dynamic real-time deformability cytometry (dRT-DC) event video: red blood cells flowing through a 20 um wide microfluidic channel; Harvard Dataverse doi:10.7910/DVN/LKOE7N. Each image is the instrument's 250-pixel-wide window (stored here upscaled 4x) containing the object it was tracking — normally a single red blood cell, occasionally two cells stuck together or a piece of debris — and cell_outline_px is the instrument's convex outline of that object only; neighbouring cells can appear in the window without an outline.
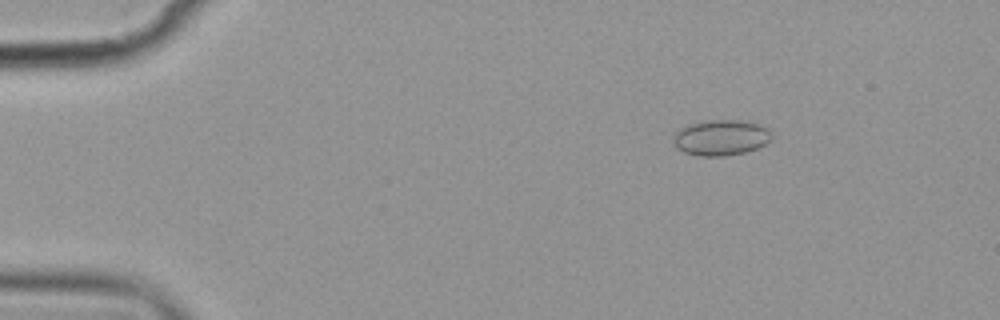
{"species": "common noctule bat (a hibernating species)", "species_latin": "Nyctalus noctula", "temperature_condition": "cold", "stored_images_in_passage": 6, "camera_frame_rate_fps": 3000, "um_per_image_px": 0.085, "animal": {"sex": "female", "body_mass_g": 19.9}, "frame": {"image": 1, "passage_image": 1, "time_ms": 0.0, "image_size_px": [1000, 320], "cell_outline_px": [[772, 140], [756, 148], [744, 152], [724, 156], [700, 156], [684, 152], [676, 148], [672, 136], [680, 128], [688, 124], [700, 120], [748, 120], [760, 124], [768, 128], [772, 136]], "centroid_in_image_um": [61.27, 11.67], "position_along_channel_um": 23.7, "area_um2": 20.75}}
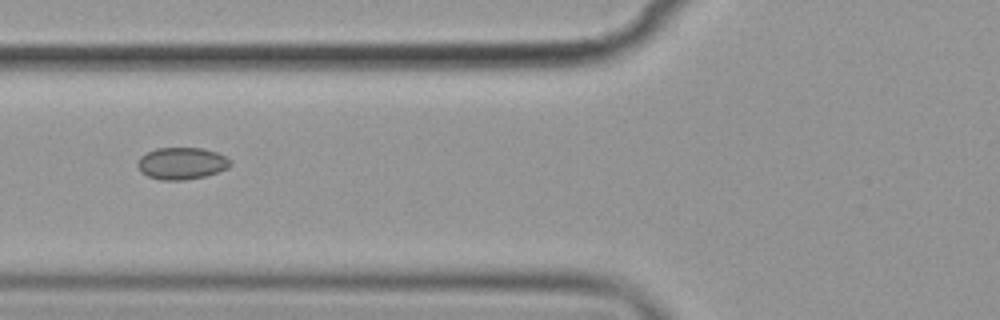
{"frame": {"image": 2, "passage_image": 5, "time_ms": 4.667, "image_size_px": [1000, 320], "cell_outline_px": [[232, 164], [228, 168], [204, 176], [184, 180], [160, 180], [148, 176], [140, 172], [136, 164], [140, 156], [156, 148], [200, 148], [216, 152], [232, 160]], "centroid_in_image_um": [15.42, 13.89], "position_along_channel_um": 110.4, "area_um2": 17.28}}
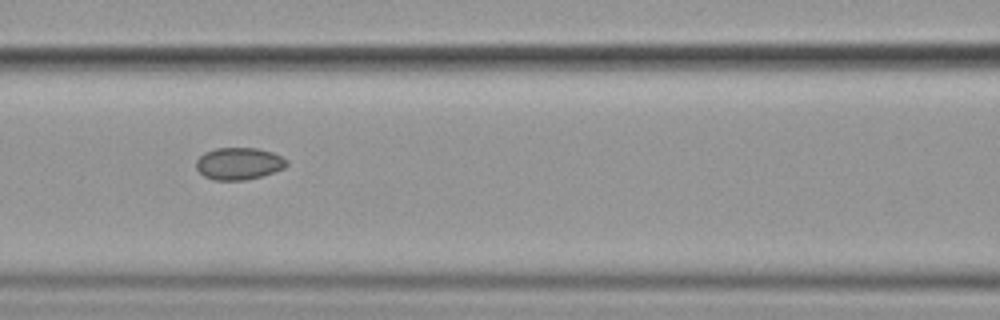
{"frame": {"image": 3, "passage_image": 6, "time_ms": 5.667, "image_size_px": [1000, 320], "cell_outline_px": [[288, 164], [284, 168], [260, 176], [244, 180], [212, 180], [204, 176], [196, 168], [196, 160], [204, 152], [216, 148], [256, 148], [272, 152], [288, 160]], "centroid_in_image_um": [20.28, 13.9], "position_along_channel_um": 146.3, "area_um2": 16.88}}